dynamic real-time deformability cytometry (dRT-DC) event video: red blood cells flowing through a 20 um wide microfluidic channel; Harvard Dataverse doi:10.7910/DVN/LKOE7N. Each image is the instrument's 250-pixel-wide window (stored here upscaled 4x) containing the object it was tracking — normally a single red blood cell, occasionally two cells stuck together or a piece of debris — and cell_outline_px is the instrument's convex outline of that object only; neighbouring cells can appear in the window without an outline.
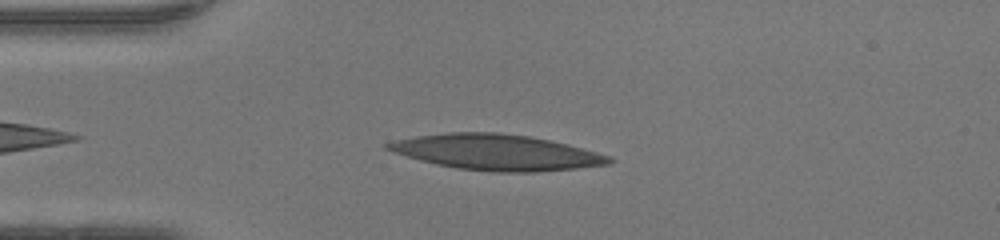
{"species": "human", "species_latin": "Homo sapiens", "temperature_condition": "warm", "stored_images_in_passage": 39, "camera_frame_rate_fps": 3000, "um_per_image_px": 0.085, "donor": {"sex": "female"}, "frame": {"image": 1, "passage_image": 3, "time_ms": 0.667, "image_size_px": [1000, 240], "cell_outline_px": [[616, 160], [608, 164], [576, 168], [536, 172], [496, 172], [456, 168], [436, 164], [420, 160], [384, 148], [384, 144], [396, 140], [416, 136], [448, 132], [500, 132], [528, 136], [568, 144], [612, 156]], "centroid_in_image_um": [42.24, 12.94], "position_along_channel_um": 42.8, "area_um2": 45.84}}
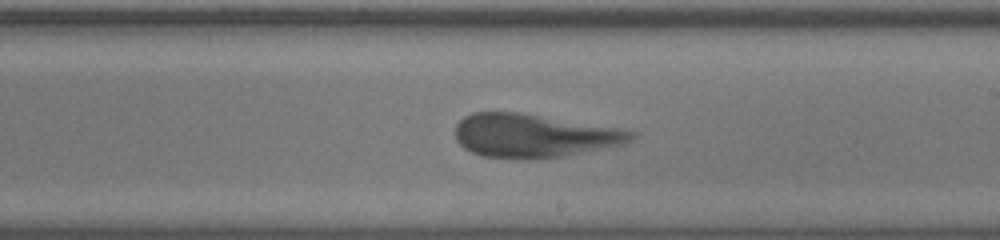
{"frame": {"image": 2, "passage_image": 19, "time_ms": 6.0, "image_size_px": [1000, 240], "cell_outline_px": [[636, 136], [632, 140], [624, 144], [564, 156], [536, 160], [524, 160], [480, 156], [464, 148], [456, 140], [456, 124], [464, 116], [472, 112], [520, 112], [616, 128], [636, 132]], "centroid_in_image_um": [45.33, 11.55], "position_along_channel_um": 243.7, "area_um2": 44.8}}
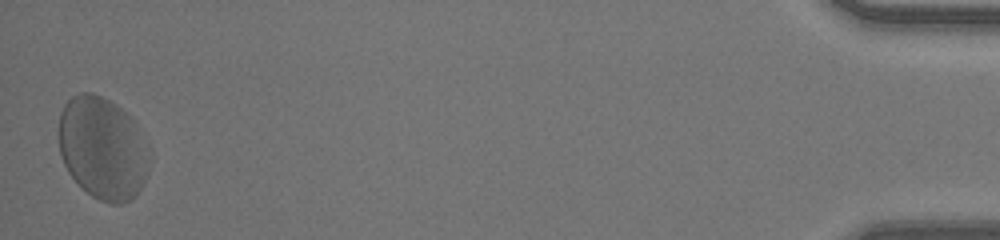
{"frame": {"image": 3, "passage_image": 39, "time_ms": 12.667, "image_size_px": [1000, 240], "cell_outline_px": [[152, 160], [144, 184], [136, 196], [124, 204], [108, 204], [92, 196], [68, 172], [60, 156], [60, 112], [64, 104], [72, 96], [80, 92], [92, 92], [116, 104], [132, 120], [152, 156]], "centroid_in_image_um": [8.75, 12.63], "position_along_channel_um": 426.5, "area_um2": 54.16}, "authors_computed_cell_mechanics": {"area_um2": 45.2574, "velocity_mm_per_s": 4.1948, "shape_relaxation_time_tau1_ms": 3.6014, "shape_relaxation_time_tau2_ms": 1.2513, "deformation_change_tau1": 0.1648, "deformation_change_tau2": 0.1102}}